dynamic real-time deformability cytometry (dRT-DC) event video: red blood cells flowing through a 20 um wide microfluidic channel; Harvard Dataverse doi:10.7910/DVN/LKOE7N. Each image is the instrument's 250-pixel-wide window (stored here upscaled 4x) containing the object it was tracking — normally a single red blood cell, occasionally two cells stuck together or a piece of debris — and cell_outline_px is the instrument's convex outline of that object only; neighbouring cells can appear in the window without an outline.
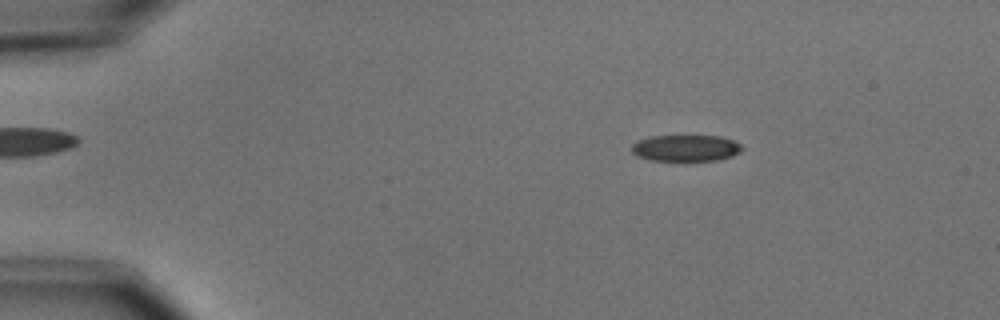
{"species": "common noctule bat (a hibernating species)", "species_latin": "Nyctalus noctula", "temperature_condition": "cold", "stored_images_in_passage": 4, "camera_frame_rate_fps": 3000, "um_per_image_px": 0.085, "animal": {"sex": "male", "body_mass_g": 15.6}, "frame": {"image": 1, "passage_image": 2, "time_ms": 1.0, "image_size_px": [1000, 320], "cell_outline_px": [[744, 148], [740, 152], [732, 156], [716, 160], [652, 160], [640, 156], [632, 152], [632, 144], [640, 140], [652, 136], [720, 136], [732, 140], [740, 144]], "centroid_in_image_um": [58.33, 12.58], "position_along_channel_um": 26.7, "area_um2": 16.7}}